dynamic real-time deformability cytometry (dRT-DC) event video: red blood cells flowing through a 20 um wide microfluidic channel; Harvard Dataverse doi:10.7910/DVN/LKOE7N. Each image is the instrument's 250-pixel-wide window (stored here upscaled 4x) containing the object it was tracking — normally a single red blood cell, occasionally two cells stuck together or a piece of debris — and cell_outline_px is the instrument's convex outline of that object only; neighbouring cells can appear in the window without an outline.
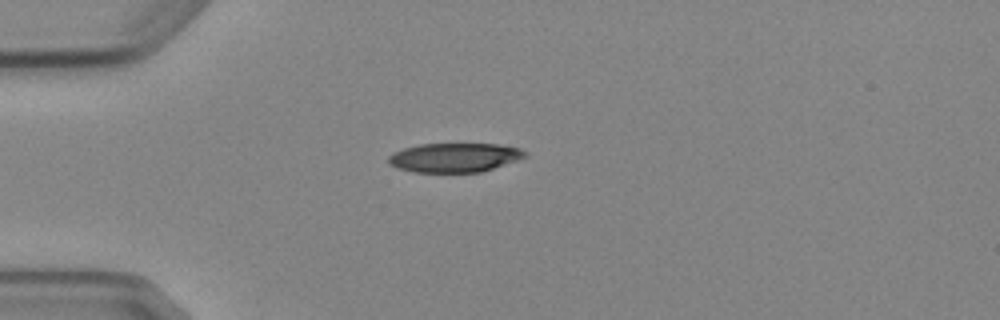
{"species": "Egyptian fruit bat (a non-hibernating species)", "species_latin": "Rousettus aegyptiacus", "temperature_condition": "cold", "stored_images_in_passage": 4, "camera_frame_rate_fps": 3000, "um_per_image_px": 0.085, "animal": {"sex": "female"}, "frame": {"image": 1, "passage_image": 1, "time_ms": 0.0, "image_size_px": [1000, 320], "cell_outline_px": [[528, 156], [480, 172], [412, 172], [388, 164], [388, 156], [404, 148], [420, 144], [500, 144], [520, 148], [528, 152]], "centroid_in_image_um": [38.65, 13.38], "position_along_channel_um": 46.4, "area_um2": 23.06}}
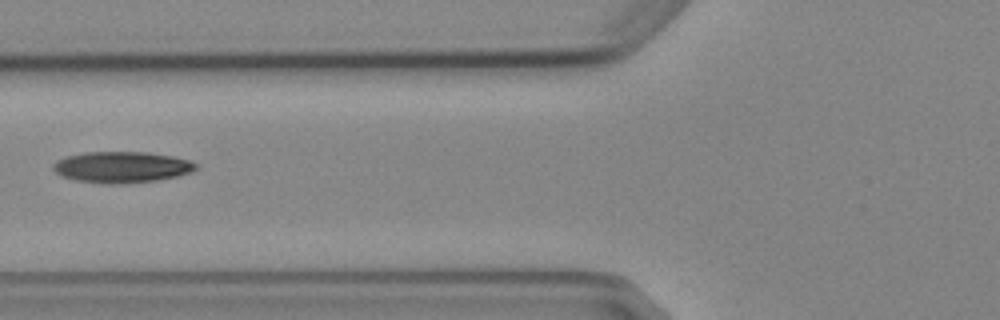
{"frame": {"image": 2, "passage_image": 3, "time_ms": 2.333, "image_size_px": [1000, 320], "cell_outline_px": [[196, 168], [192, 172], [180, 176], [156, 180], [124, 184], [108, 184], [76, 180], [60, 176], [52, 168], [52, 164], [56, 160], [64, 156], [84, 152], [148, 152], [172, 156], [188, 160], [196, 164]], "centroid_in_image_um": [10.31, 14.2], "position_along_channel_um": 115.5, "area_um2": 26.13}}